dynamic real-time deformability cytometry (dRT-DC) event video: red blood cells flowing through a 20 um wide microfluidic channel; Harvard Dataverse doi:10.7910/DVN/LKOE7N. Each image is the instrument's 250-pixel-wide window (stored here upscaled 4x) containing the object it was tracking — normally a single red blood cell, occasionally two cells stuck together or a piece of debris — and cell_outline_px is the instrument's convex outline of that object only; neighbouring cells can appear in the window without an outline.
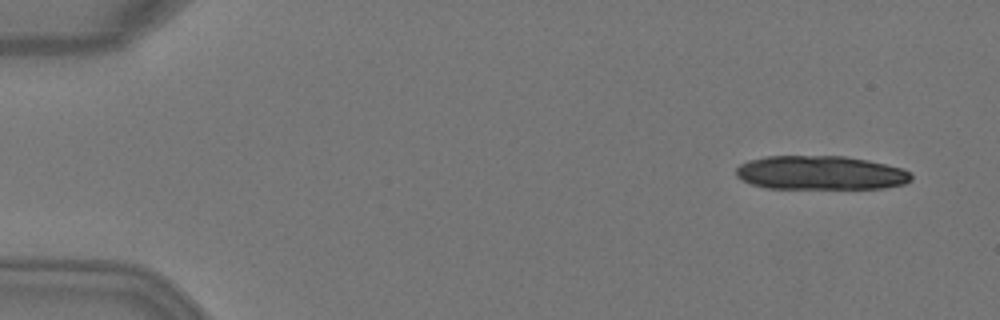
{"species": "Egyptian fruit bat (a non-hibernating species)", "species_latin": "Rousettus aegyptiacus", "temperature_condition": "warm", "stored_images_in_passage": 3, "camera_frame_rate_fps": 3000, "um_per_image_px": 0.085, "animal": {"sex": "female"}, "frame": {"image": 1, "passage_image": 1, "time_ms": 0.0, "image_size_px": [1000, 320], "cell_outline_px": [[912, 180], [904, 184], [884, 188], [764, 188], [740, 180], [736, 176], [736, 168], [740, 164], [748, 160], [764, 156], [844, 156], [868, 160], [900, 168], [908, 172], [912, 176]], "centroid_in_image_um": [69.69, 14.69], "position_along_channel_um": 15.3, "area_um2": 34.68}}